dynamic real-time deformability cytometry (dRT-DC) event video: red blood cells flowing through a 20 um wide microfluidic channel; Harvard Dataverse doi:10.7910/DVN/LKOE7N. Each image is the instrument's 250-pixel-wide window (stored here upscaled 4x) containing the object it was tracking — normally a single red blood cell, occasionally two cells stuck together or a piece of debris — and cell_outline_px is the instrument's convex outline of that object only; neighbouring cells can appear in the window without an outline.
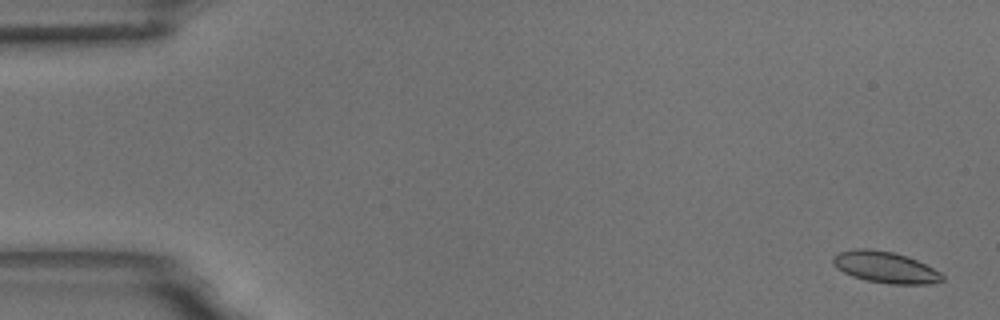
{"species": "common noctule bat (a hibernating species)", "species_latin": "Nyctalus noctula", "temperature_condition": "room temperature", "stored_images_in_passage": 61, "camera_frame_rate_fps": 3000, "um_per_image_px": 0.085, "animal": {"sex": "male", "body_mass_g": 18.8}, "frame": {"image": 1, "passage_image": 3, "time_ms": 0.667, "image_size_px": [1000, 320], "cell_outline_px": [[944, 280], [928, 284], [888, 284], [868, 280], [852, 276], [836, 268], [832, 264], [832, 256], [840, 252], [856, 248], [868, 248], [892, 252], [908, 256], [940, 272], [944, 276]], "centroid_in_image_um": [75.22, 22.71], "position_along_channel_um": 9.8, "area_um2": 19.94}}
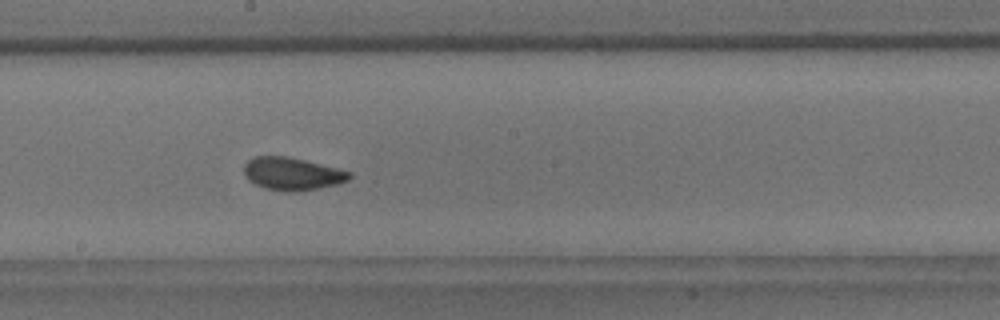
{"frame": {"image": 2, "passage_image": 34, "time_ms": 11.0, "image_size_px": [1000, 320], "cell_outline_px": [[352, 176], [348, 180], [336, 184], [316, 188], [292, 192], [288, 192], [264, 188], [248, 180], [244, 176], [244, 164], [248, 160], [256, 156], [288, 156], [352, 172]], "centroid_in_image_um": [24.8, 14.77], "position_along_channel_um": 223.4, "area_um2": 19.94}}
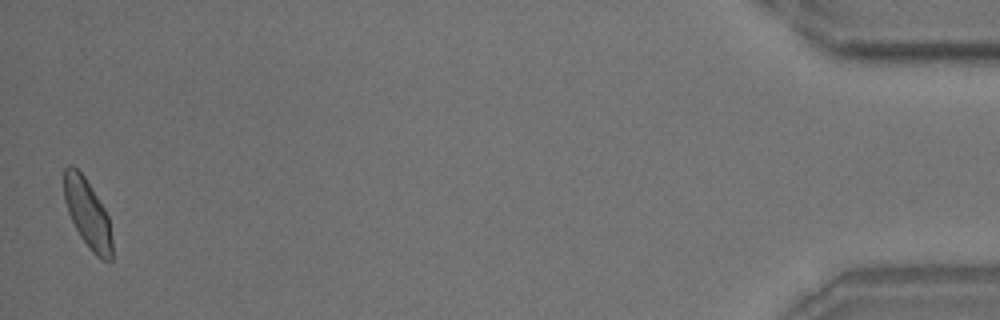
{"frame": {"image": 3, "passage_image": 60, "time_ms": 19.667, "image_size_px": [1000, 320], "cell_outline_px": [[112, 260], [100, 260], [92, 252], [80, 236], [68, 212], [64, 200], [64, 168], [68, 164], [72, 164], [84, 176], [104, 208], [108, 216], [112, 236]], "centroid_in_image_um": [7.44, 18.16], "position_along_channel_um": 427.8, "area_um2": 19.19}, "authors_computed_cell_mechanics": {"area_um2": 19.8254, "velocity_mm_per_s": 3.4022, "shape_relaxation_time_tau1_ms": 3.6136, "shape_relaxation_time_tau2_ms": 1.2125, "deformation_change_tau1": 0.0904, "deformation_change_tau2": 0.0619}}